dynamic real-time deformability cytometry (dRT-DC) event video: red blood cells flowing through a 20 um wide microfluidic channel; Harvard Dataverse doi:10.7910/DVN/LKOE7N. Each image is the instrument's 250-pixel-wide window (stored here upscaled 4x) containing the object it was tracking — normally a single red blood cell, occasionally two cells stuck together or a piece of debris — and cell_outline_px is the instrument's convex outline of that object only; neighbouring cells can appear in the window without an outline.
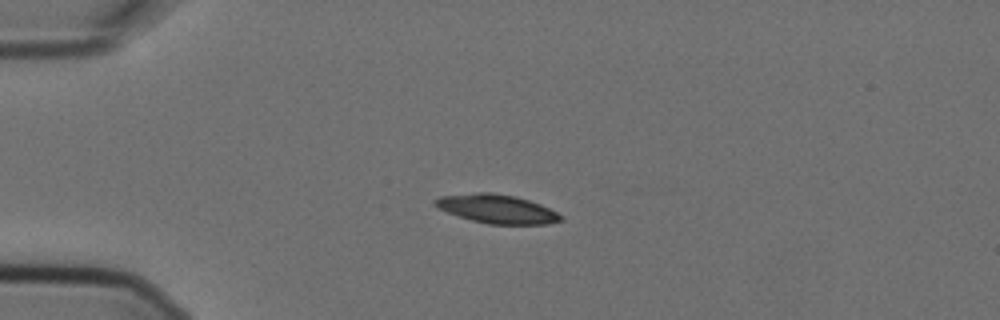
{"species": "Egyptian fruit bat (a non-hibernating species)", "species_latin": "Rousettus aegyptiacus", "temperature_condition": "cold", "stored_images_in_passage": 6, "camera_frame_rate_fps": 3000, "um_per_image_px": 0.085, "animal": {"sex": "female"}, "frame": {"image": 1, "passage_image": 4, "time_ms": 1.0, "image_size_px": [1000, 320], "cell_outline_px": [[564, 220], [548, 224], [488, 224], [472, 220], [436, 208], [432, 204], [432, 200], [440, 196], [476, 192], [492, 192], [516, 196], [540, 204], [564, 216]], "centroid_in_image_um": [42.22, 17.75], "position_along_channel_um": 42.8, "area_um2": 21.21}}
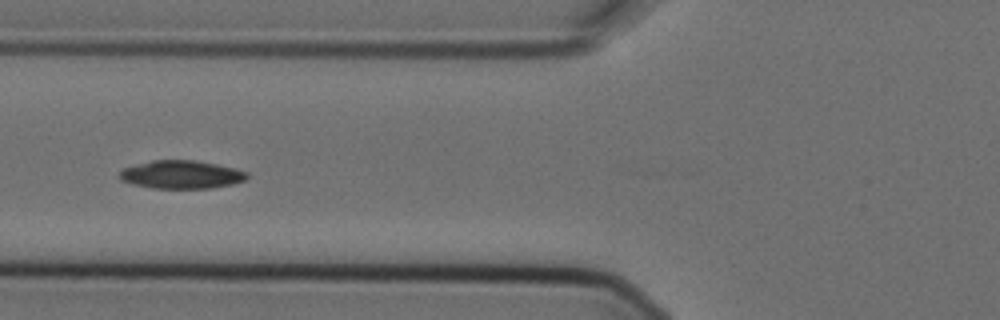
{"frame": {"image": 2, "passage_image": 6, "time_ms": 1.667, "image_size_px": [1000, 320], "cell_outline_px": [[248, 180], [232, 184], [212, 188], [152, 188], [132, 184], [120, 180], [120, 172], [124, 168], [152, 160], [196, 160], [236, 168], [248, 172]], "centroid_in_image_um": [15.46, 14.84], "position_along_channel_um": 110.3, "area_um2": 20.98}}